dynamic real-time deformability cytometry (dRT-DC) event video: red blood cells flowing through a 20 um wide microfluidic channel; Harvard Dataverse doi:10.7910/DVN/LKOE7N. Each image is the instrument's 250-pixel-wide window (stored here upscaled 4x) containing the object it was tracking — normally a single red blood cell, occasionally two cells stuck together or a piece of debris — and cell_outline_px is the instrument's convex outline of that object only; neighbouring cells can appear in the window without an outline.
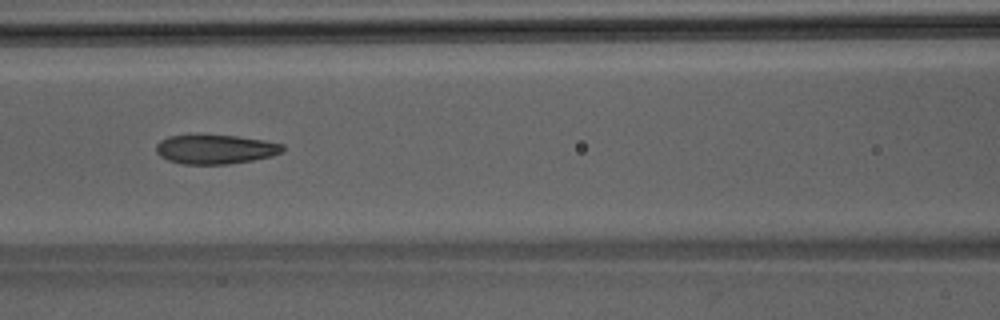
{"species": "Egyptian fruit bat (a non-hibernating species)", "species_latin": "Rousettus aegyptiacus", "temperature_condition": "room temperature", "stored_images_in_passage": 37, "camera_frame_rate_fps": 3000, "um_per_image_px": 0.085, "animal": {"sex": "male"}, "frame": {"image": 1, "passage_image": 11, "time_ms": 3.333, "image_size_px": [1000, 320], "cell_outline_px": [[284, 152], [272, 156], [252, 160], [228, 164], [184, 164], [168, 160], [160, 156], [156, 152], [156, 144], [160, 140], [168, 136], [236, 136], [264, 140], [284, 144]], "centroid_in_image_um": [18.33, 12.7], "position_along_channel_um": 148.3, "area_um2": 21.39}}
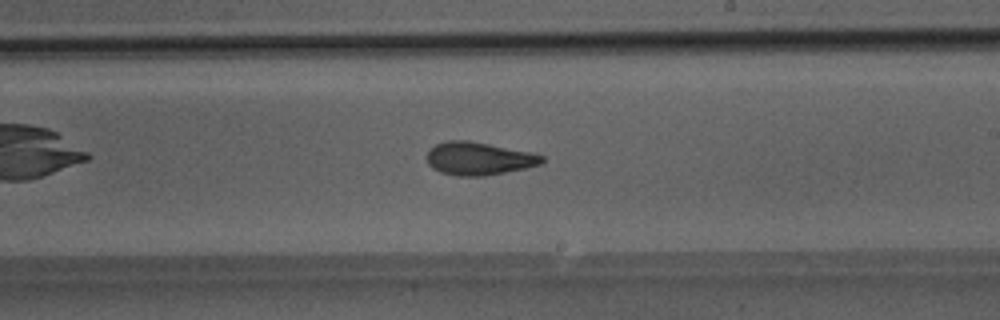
{"frame": {"image": 2, "passage_image": 18, "time_ms": 5.667, "image_size_px": [1000, 320], "cell_outline_px": [[544, 160], [540, 164], [524, 168], [484, 176], [456, 176], [440, 172], [432, 168], [428, 164], [428, 152], [436, 144], [448, 140], [468, 140], [532, 152], [544, 156]], "centroid_in_image_um": [40.69, 13.47], "position_along_channel_um": 248.3, "area_um2": 21.96}}
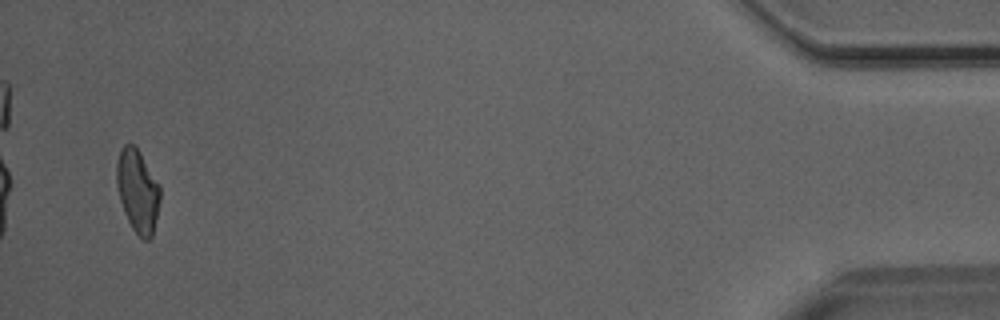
{"frame": {"image": 3, "passage_image": 36, "time_ms": 11.667, "image_size_px": [1000, 320], "cell_outline_px": [[160, 200], [152, 236], [148, 240], [144, 240], [132, 228], [124, 212], [120, 200], [116, 184], [116, 164], [120, 148], [124, 144], [132, 144], [140, 152], [160, 184]], "centroid_in_image_um": [11.69, 16.2], "position_along_channel_um": 423.5, "area_um2": 21.04}}